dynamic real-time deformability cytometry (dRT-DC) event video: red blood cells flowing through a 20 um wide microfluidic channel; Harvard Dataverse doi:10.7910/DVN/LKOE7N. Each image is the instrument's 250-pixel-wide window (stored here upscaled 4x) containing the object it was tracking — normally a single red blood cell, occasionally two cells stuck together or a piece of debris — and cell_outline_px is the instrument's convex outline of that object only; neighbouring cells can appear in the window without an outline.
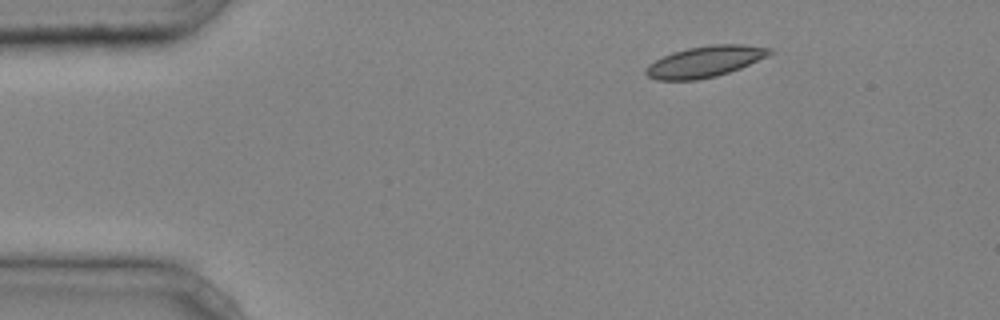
{"species": "common noctule bat (a hibernating species)", "species_latin": "Nyctalus noctula", "temperature_condition": "cold", "stored_images_in_passage": 35, "camera_frame_rate_fps": 3000, "um_per_image_px": 0.085, "animal": {"sex": "male", "body_mass_g": 20.4}, "frame": {"image": 1, "passage_image": 1, "time_ms": 0.0, "image_size_px": [1000, 320], "cell_outline_px": [[776, 52], [768, 56], [740, 68], [716, 76], [696, 80], [656, 80], [648, 76], [644, 72], [644, 68], [648, 64], [672, 52], [688, 48], [712, 44], [740, 44], [772, 48]], "centroid_in_image_um": [59.93, 5.23], "position_along_channel_um": 25.1, "area_um2": 22.48}}
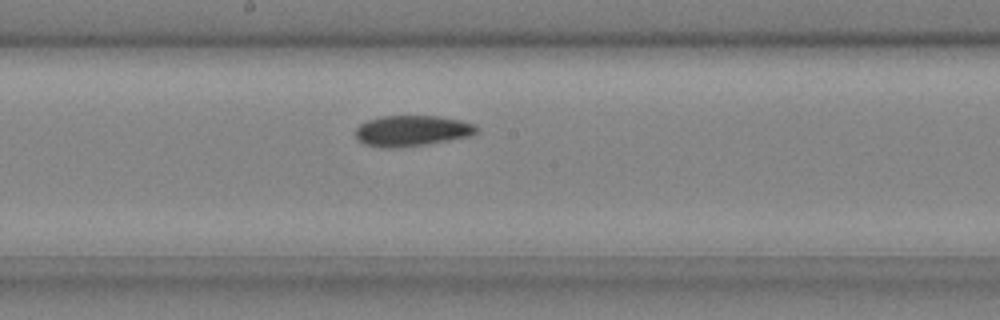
{"frame": {"image": 2, "passage_image": 19, "time_ms": 6.0, "image_size_px": [1000, 320], "cell_outline_px": [[480, 128], [476, 132], [468, 136], [428, 144], [396, 148], [384, 148], [364, 144], [356, 140], [356, 128], [360, 124], [368, 120], [380, 116], [436, 116], [464, 120], [476, 124]], "centroid_in_image_um": [35.01, 11.11], "position_along_channel_um": 213.2, "area_um2": 21.91}}
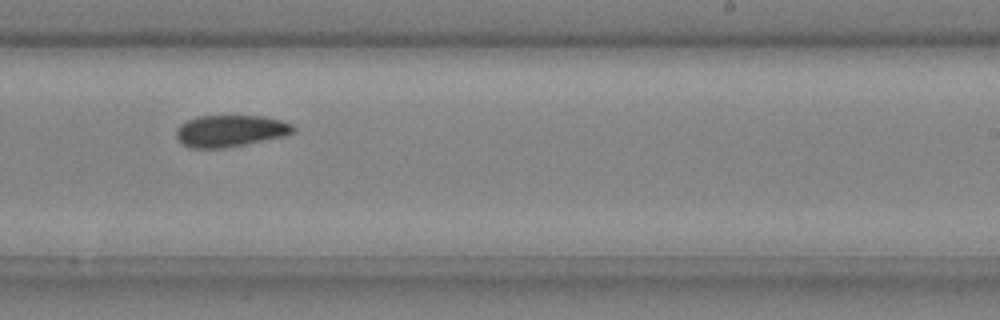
{"frame": {"image": 3, "passage_image": 23, "time_ms": 7.333, "image_size_px": [1000, 320], "cell_outline_px": [[296, 132], [284, 136], [224, 148], [188, 148], [180, 144], [176, 136], [176, 128], [180, 124], [196, 116], [260, 116], [280, 120], [292, 124], [296, 128]], "centroid_in_image_um": [19.54, 11.13], "position_along_channel_um": 269.5, "area_um2": 21.73}, "authors_computed_cell_mechanics": {"area_um2": 21.7906, "velocity_mm_per_s": 4.2196, "shape_relaxation_time_tau1_ms": 11.13, "shape_relaxation_time_tau2_ms": 5.459, "deformation_change_tau1": 0.1791, "deformation_change_tau2": 0.0757}}